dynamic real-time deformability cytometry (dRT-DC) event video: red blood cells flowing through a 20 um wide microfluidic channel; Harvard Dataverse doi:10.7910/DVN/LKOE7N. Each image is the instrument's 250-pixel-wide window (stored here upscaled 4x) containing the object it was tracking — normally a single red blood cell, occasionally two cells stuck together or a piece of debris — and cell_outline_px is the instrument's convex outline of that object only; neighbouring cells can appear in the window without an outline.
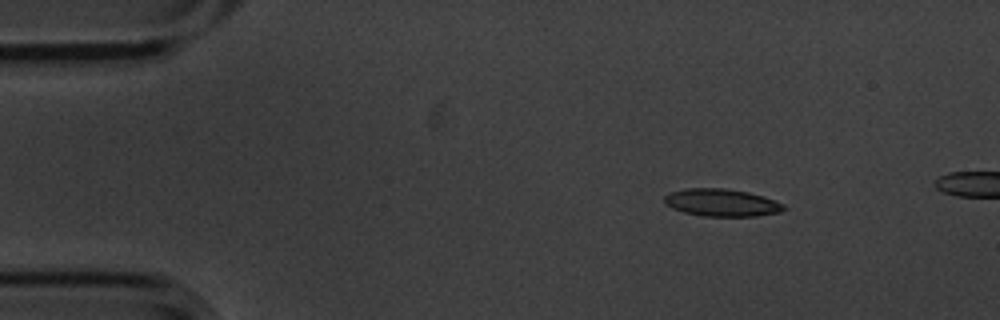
{"species": "common noctule bat (a hibernating species)", "species_latin": "Nyctalus noctula", "temperature_condition": "cold", "stored_images_in_passage": 5, "segment_of_instrument_passage": [2, 2], "camera_frame_rate_fps": 3000, "um_per_image_px": 0.085, "animal": {"sex": "male", "body_mass_g": 20.1, "forearm_length_mm": 53.5}, "frame": {"image": 1, "passage_image": 5, "time_ms": 1.333, "image_size_px": [1000, 320], "cell_outline_px": [[788, 208], [780, 212], [756, 216], [704, 216], [684, 212], [672, 208], [664, 204], [664, 196], [668, 192], [684, 188], [724, 188], [748, 192], [764, 196], [784, 204]], "centroid_in_image_um": [61.33, 17.21], "position_along_channel_um": 23.7, "area_um2": 19.31}}